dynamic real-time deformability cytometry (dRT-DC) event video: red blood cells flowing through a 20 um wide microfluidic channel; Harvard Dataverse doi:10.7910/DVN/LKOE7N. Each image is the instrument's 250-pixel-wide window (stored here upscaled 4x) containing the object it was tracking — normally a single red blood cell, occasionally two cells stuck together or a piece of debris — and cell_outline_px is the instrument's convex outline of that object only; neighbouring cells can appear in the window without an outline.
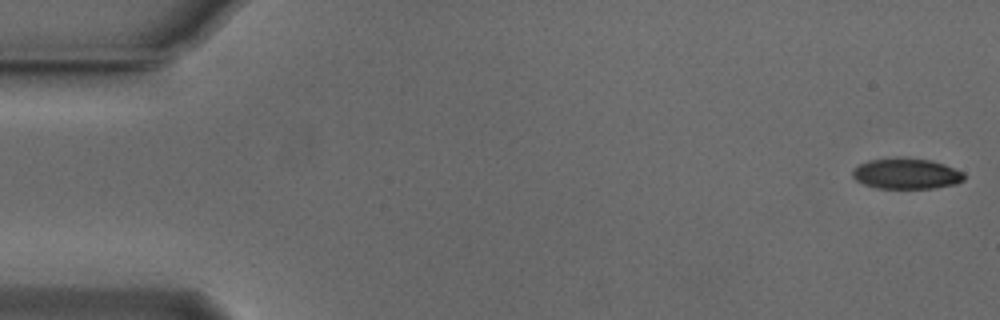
{"species": "Egyptian fruit bat (a non-hibernating species)", "species_latin": "Rousettus aegyptiacus", "temperature_condition": "cold", "stored_images_in_passage": 54, "camera_frame_rate_fps": 3000, "um_per_image_px": 0.085, "animal": {"sex": "male"}, "frame": {"image": 1, "passage_image": 1, "time_ms": 0.0, "image_size_px": [1000, 320], "cell_outline_px": [[964, 180], [956, 184], [932, 188], [876, 188], [864, 184], [856, 180], [852, 176], [852, 172], [860, 164], [868, 160], [896, 156], [900, 156], [932, 160], [944, 164], [964, 172]], "centroid_in_image_um": [77.04, 14.74], "position_along_channel_um": 8.0, "area_um2": 20.23}}
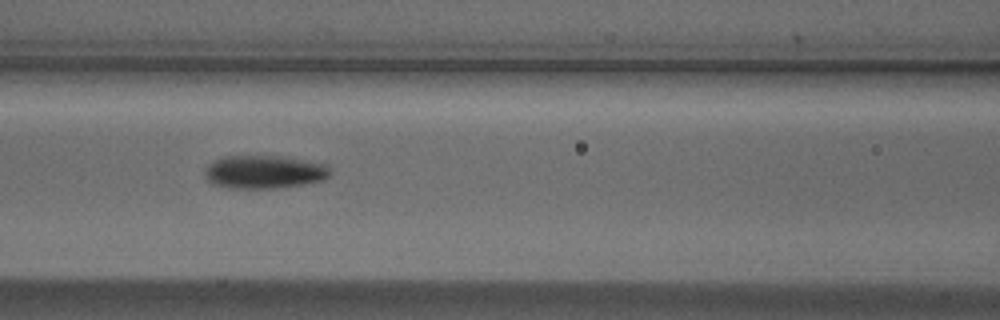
{"frame": {"image": 2, "passage_image": 23, "time_ms": 7.333, "image_size_px": [1000, 320], "cell_outline_px": [[332, 172], [324, 180], [304, 184], [272, 188], [232, 188], [212, 184], [204, 176], [208, 164], [224, 156], [284, 156], [328, 164]], "centroid_in_image_um": [22.5, 14.6], "position_along_channel_um": 144.1, "area_um2": 24.33}}
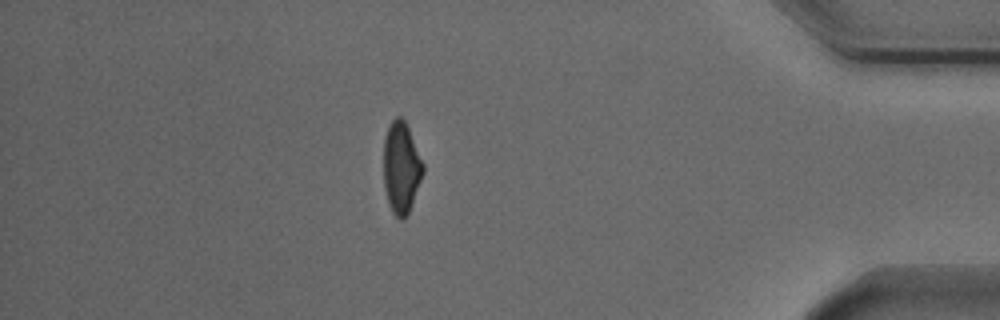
{"frame": {"image": 3, "passage_image": 47, "time_ms": 15.333, "image_size_px": [1000, 320], "cell_outline_px": [[424, 172], [408, 212], [400, 220], [392, 212], [384, 188], [384, 136], [392, 120], [396, 116], [400, 116], [404, 120], [408, 128], [424, 164]], "centroid_in_image_um": [34.1, 14.22], "position_along_channel_um": 401.1, "area_um2": 20.69}, "authors_computed_cell_mechanics": {"area_um2": 21.9351, "velocity_mm_per_s": 3.7598, "shape_relaxation_time_tau1_ms": 4.4049, "shape_relaxation_time_tau2_ms": 3.185, "deformation_change_tau1": 0.1356, "deformation_change_tau2": 0.0884}}